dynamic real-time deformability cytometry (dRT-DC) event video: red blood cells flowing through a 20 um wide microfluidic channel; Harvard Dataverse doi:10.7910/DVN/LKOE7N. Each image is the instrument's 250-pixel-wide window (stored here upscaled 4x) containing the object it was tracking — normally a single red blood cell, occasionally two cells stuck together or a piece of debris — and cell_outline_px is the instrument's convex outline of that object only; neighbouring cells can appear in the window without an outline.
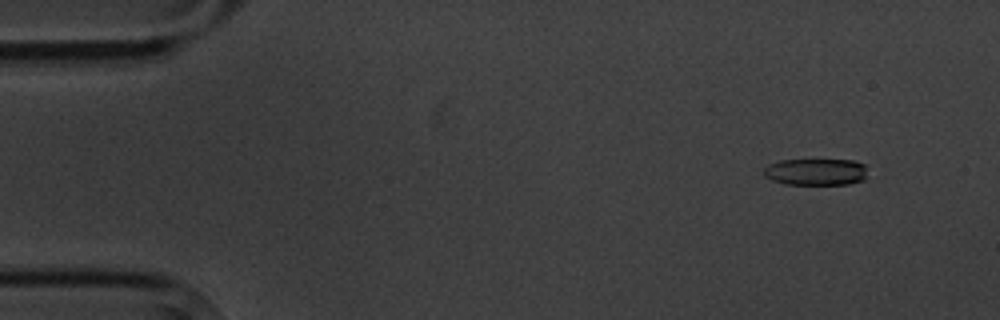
{"species": "common noctule bat (a hibernating species)", "species_latin": "Nyctalus noctula", "temperature_condition": "cold", "stored_images_in_passage": 14, "camera_frame_rate_fps": 3000, "um_per_image_px": 0.085, "animal": {"sex": "male", "body_mass_g": 20.1, "forearm_length_mm": 53.5}, "frame": {"image": 1, "passage_image": 1, "time_ms": 0.0, "image_size_px": [1000, 320], "cell_outline_px": [[864, 180], [848, 184], [784, 184], [772, 180], [764, 176], [764, 168], [768, 164], [780, 160], [852, 160], [864, 164]], "centroid_in_image_um": [69.3, 14.61], "position_along_channel_um": 15.7, "area_um2": 16.07}}
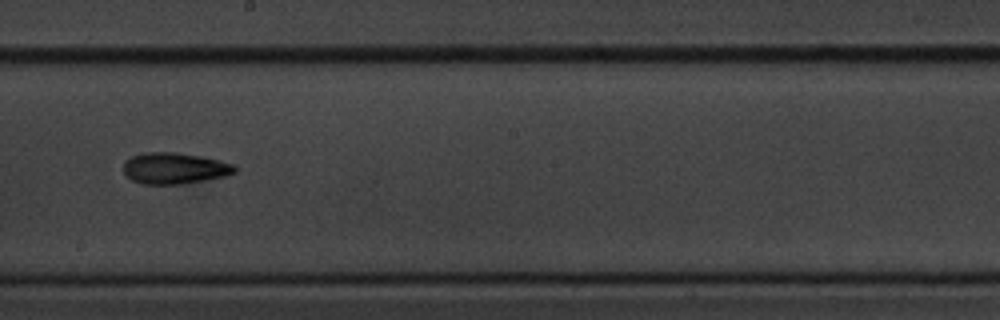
{"frame": {"image": 2, "passage_image": 8, "time_ms": 9.0, "image_size_px": [1000, 320], "cell_outline_px": [[236, 172], [224, 176], [204, 180], [180, 184], [144, 184], [132, 180], [124, 172], [124, 160], [132, 156], [148, 152], [176, 152], [200, 156], [232, 164], [236, 168]], "centroid_in_image_um": [14.8, 14.3], "position_along_channel_um": 233.4, "area_um2": 20.0}}
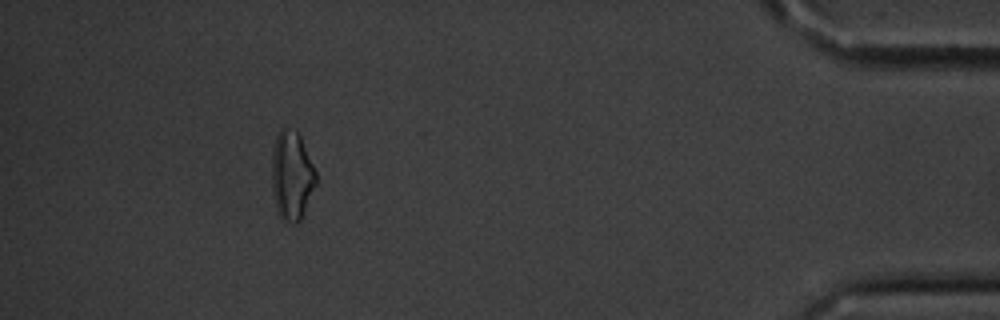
{"frame": {"image": 3, "passage_image": 13, "time_ms": 15.667, "image_size_px": [1000, 320], "cell_outline_px": [[316, 184], [304, 212], [300, 220], [296, 224], [292, 224], [280, 220], [276, 208], [272, 192], [272, 152], [276, 136], [280, 128], [284, 128], [296, 132], [300, 136], [316, 172]], "centroid_in_image_um": [24.78, 14.98], "position_along_channel_um": 410.4, "area_um2": 22.89}, "authors_computed_cell_mechanics": {"area_um2": 19.7965, "velocity_mm_per_s": 3.5041, "shape_relaxation_time_tau1_ms": 2.4321, "shape_relaxation_time_tau2_ms": null, "deformation_change_tau1": 0.0677, "deformation_change_tau2": null}}